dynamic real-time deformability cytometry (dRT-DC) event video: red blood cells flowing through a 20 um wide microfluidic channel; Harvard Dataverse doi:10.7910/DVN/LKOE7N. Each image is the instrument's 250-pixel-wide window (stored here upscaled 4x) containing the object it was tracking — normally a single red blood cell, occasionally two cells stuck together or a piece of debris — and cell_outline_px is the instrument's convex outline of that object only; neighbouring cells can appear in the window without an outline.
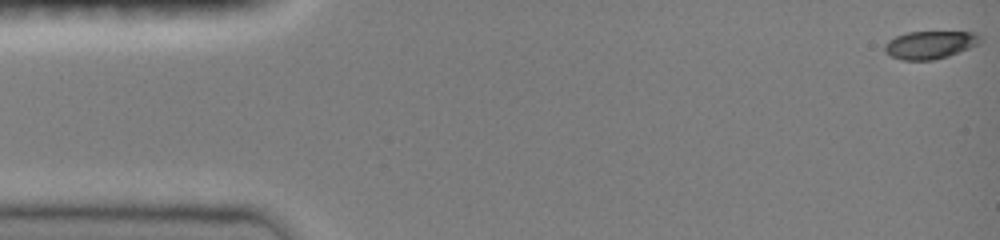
{"species": "common noctule bat (a hibernating species)", "species_latin": "Nyctalus noctula", "temperature_condition": "room temperature", "stored_images_in_passage": 48, "camera_frame_rate_fps": 3000, "um_per_image_px": 0.085, "animal": {"sex": "female", "body_mass_g": 19.0, "forearm_length_mm": 51.5}, "frame": {"image": 1, "passage_image": 1, "time_ms": 0.0, "image_size_px": [1000, 240], "cell_outline_px": [[984, 40], [980, 44], [948, 56], [932, 60], [900, 60], [884, 52], [884, 44], [888, 40], [896, 36], [908, 32], [976, 32]], "centroid_in_image_um": [79.07, 3.81], "position_along_channel_um": 5.9, "area_um2": 15.66}}
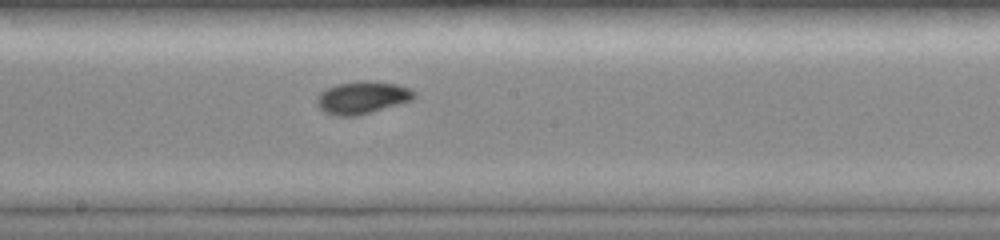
{"frame": {"image": 2, "passage_image": 26, "time_ms": 8.333, "image_size_px": [1000, 240], "cell_outline_px": [[416, 96], [412, 100], [360, 116], [336, 116], [324, 112], [316, 104], [316, 96], [320, 92], [336, 84], [360, 80], [368, 80], [396, 84], [412, 88], [416, 92]], "centroid_in_image_um": [30.8, 8.29], "position_along_channel_um": 217.4, "area_um2": 18.79}}
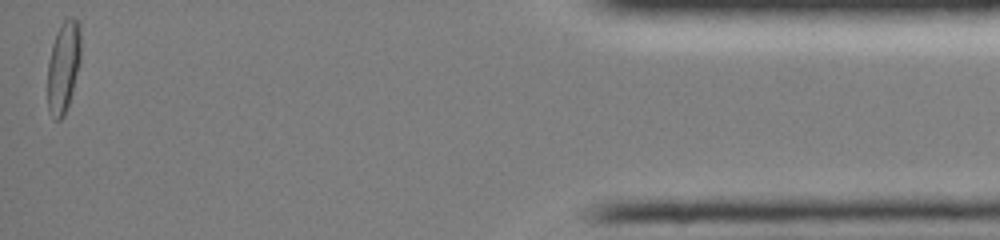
{"frame": {"image": 3, "passage_image": 47, "time_ms": 15.333, "image_size_px": [1000, 240], "cell_outline_px": [[80, 64], [72, 92], [64, 116], [60, 120], [56, 120], [48, 108], [48, 64], [52, 44], [56, 32], [60, 24], [68, 16], [72, 16], [80, 24]], "centroid_in_image_um": [5.4, 5.63], "position_along_channel_um": 429.8, "area_um2": 17.74}, "authors_computed_cell_mechanics": {"area_um2": 17.2822, "velocity_mm_per_s": 4.0835, "shape_relaxation_time_tau1_ms": 4.8091, "shape_relaxation_time_tau2_ms": 1.7845, "deformation_change_tau1": 0.1971, "deformation_change_tau2": 0.0445}}